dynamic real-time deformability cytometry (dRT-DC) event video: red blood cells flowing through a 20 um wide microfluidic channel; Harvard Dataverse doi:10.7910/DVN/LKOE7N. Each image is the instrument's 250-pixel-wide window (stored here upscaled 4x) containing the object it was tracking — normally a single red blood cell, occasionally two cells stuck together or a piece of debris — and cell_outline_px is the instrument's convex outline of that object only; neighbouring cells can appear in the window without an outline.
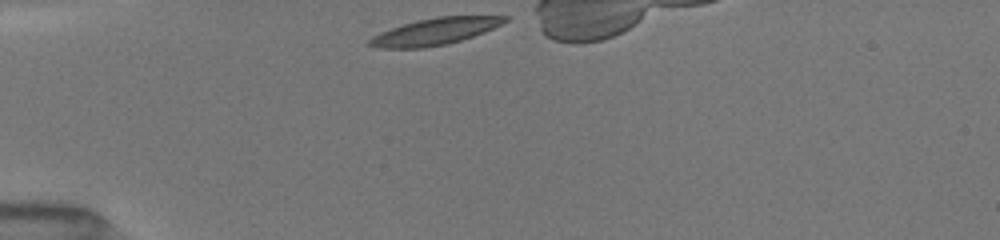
{"species": "common noctule bat (a hibernating species)", "species_latin": "Nyctalus noctula", "temperature_condition": "room temperature", "stored_images_in_passage": 17, "camera_frame_rate_fps": 3000, "um_per_image_px": 0.085, "animal": {"sex": "female", "body_mass_g": 19.5, "forearm_length_mm": 54.1}, "frame": {"image": 1, "passage_image": 1, "time_ms": 0.0, "image_size_px": [1000, 240], "cell_outline_px": [[508, 20], [484, 32], [448, 44], [424, 48], [380, 48], [368, 44], [368, 40], [372, 36], [392, 28], [404, 24], [420, 20], [440, 16], [508, 16]], "centroid_in_image_um": [36.96, 2.68], "position_along_channel_um": 48.0, "area_um2": 20.63}}
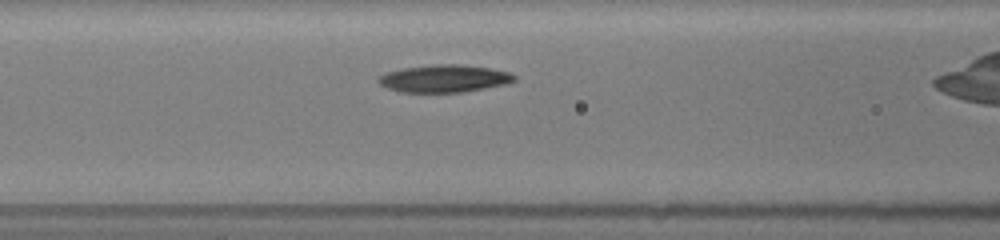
{"frame": {"image": 2, "passage_image": 7, "time_ms": 2.667, "image_size_px": [1000, 240], "cell_outline_px": [[516, 80], [504, 84], [464, 92], [400, 92], [388, 88], [380, 84], [376, 80], [380, 76], [388, 72], [404, 68], [436, 64], [456, 64], [488, 68], [508, 72], [516, 76]], "centroid_in_image_um": [37.74, 6.68], "position_along_channel_um": 128.9, "area_um2": 21.44}}
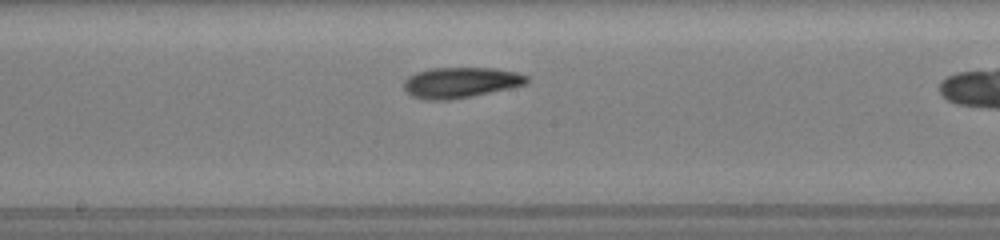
{"frame": {"image": 3, "passage_image": 13, "time_ms": 4.667, "image_size_px": [1000, 240], "cell_outline_px": [[528, 84], [472, 96], [448, 100], [424, 100], [412, 96], [404, 88], [404, 80], [408, 76], [416, 72], [432, 68], [492, 68], [516, 72], [528, 76]], "centroid_in_image_um": [39.14, 7.01], "position_along_channel_um": 209.1, "area_um2": 21.91}}